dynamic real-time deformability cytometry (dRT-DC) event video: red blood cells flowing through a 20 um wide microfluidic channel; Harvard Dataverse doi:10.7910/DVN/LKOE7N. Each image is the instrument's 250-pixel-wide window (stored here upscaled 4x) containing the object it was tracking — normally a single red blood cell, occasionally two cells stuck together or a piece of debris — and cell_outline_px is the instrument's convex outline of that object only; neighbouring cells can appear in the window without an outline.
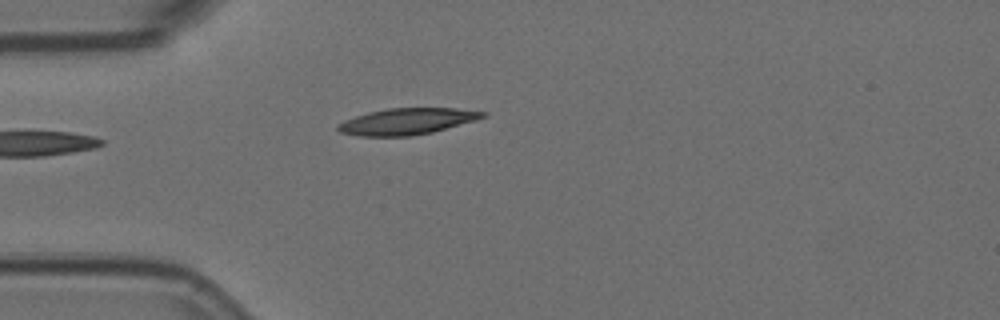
{"species": "Egyptian fruit bat (a non-hibernating species)", "species_latin": "Rousettus aegyptiacus", "temperature_condition": "room temperature", "stored_images_in_passage": 5, "camera_frame_rate_fps": 3000, "um_per_image_px": 0.085, "animal": {"sex": "female"}, "frame": {"image": 1, "passage_image": 5, "time_ms": 1.333, "image_size_px": [1000, 320], "cell_outline_px": [[488, 116], [476, 120], [432, 132], [412, 136], [360, 136], [340, 132], [336, 128], [336, 124], [344, 120], [368, 112], [388, 108], [456, 108], [488, 112]], "centroid_in_image_um": [34.6, 10.31], "position_along_channel_um": 50.4, "area_um2": 22.31}}